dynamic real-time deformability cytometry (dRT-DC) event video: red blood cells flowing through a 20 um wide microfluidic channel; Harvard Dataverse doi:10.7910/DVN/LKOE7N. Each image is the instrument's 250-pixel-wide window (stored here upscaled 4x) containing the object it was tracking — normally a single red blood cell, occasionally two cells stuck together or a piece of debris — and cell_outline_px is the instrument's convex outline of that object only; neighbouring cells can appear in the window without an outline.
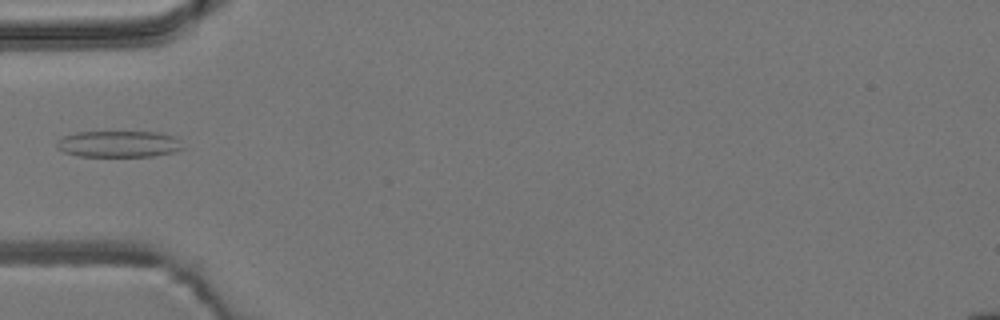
{"species": "common noctule bat (a hibernating species)", "species_latin": "Nyctalus noctula", "temperature_condition": "room temperature", "stored_images_in_passage": 5, "camera_frame_rate_fps": 3000, "um_per_image_px": 0.085, "animal": {"sex": "male", "body_mass_g": 19.2, "forearm_length_mm": 51.8}, "frame": {"image": 1, "passage_image": 4, "time_ms": 4.333, "image_size_px": [1000, 320], "cell_outline_px": [[184, 148], [176, 152], [152, 156], [80, 156], [64, 152], [56, 148], [56, 140], [64, 136], [76, 132], [160, 132], [172, 136], [180, 140]], "centroid_in_image_um": [10.09, 12.24], "position_along_channel_um": 74.9, "area_um2": 19.54}}
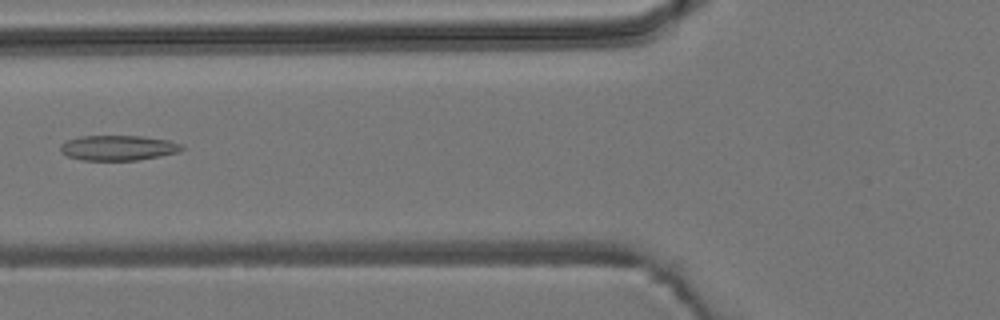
{"frame": {"image": 2, "passage_image": 5, "time_ms": 5.333, "image_size_px": [1000, 320], "cell_outline_px": [[184, 148], [180, 152], [160, 156], [136, 160], [80, 160], [68, 156], [60, 152], [60, 144], [68, 140], [80, 136], [140, 136], [168, 140], [184, 144]], "centroid_in_image_um": [10.06, 12.57], "position_along_channel_um": 115.7, "area_um2": 17.86}}